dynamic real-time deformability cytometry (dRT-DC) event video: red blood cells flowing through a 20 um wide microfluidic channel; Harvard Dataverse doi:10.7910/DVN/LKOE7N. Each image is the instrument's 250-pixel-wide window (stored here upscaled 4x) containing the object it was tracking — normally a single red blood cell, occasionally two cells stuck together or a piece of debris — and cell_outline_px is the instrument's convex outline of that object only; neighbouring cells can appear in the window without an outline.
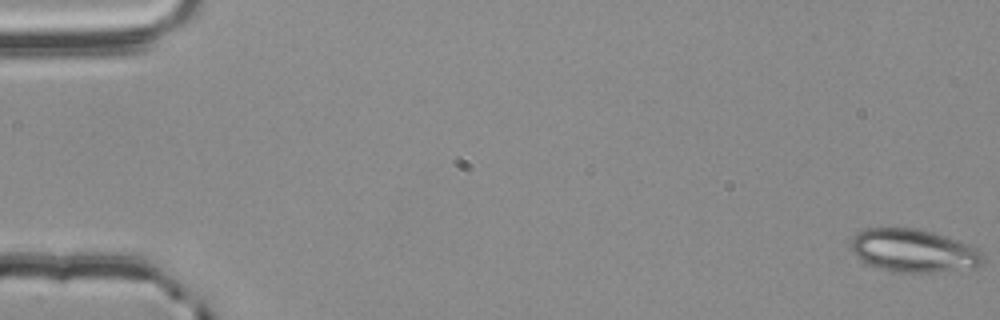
{"species": "common noctule bat (a hibernating species)", "species_latin": "Nyctalus noctula", "temperature_condition": "room temperature", "stored_images_in_passage": 56, "camera_frame_rate_fps": 3000, "um_per_image_px": 0.085, "animal": {"sex": "male", "body_mass_g": 20.4}, "frame": {"image": 1, "passage_image": 1, "time_ms": 0.0, "image_size_px": [1000, 320], "cell_outline_px": [[984, 260], [980, 264], [972, 268], [932, 272], [892, 272], [864, 264], [856, 256], [848, 244], [852, 236], [856, 232], [864, 228], [920, 228], [972, 244], [984, 252]], "centroid_in_image_um": [77.63, 21.3], "position_along_channel_um": 7.4, "area_um2": 33.87}}
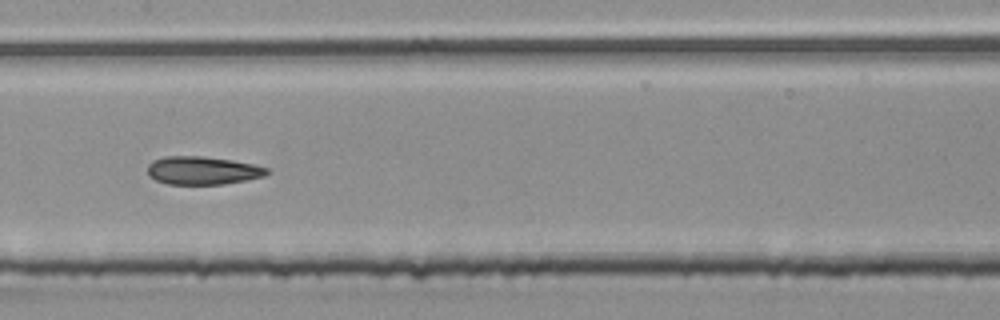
{"frame": {"image": 2, "passage_image": 29, "time_ms": 9.333, "image_size_px": [1000, 320], "cell_outline_px": [[268, 172], [264, 176], [224, 184], [168, 184], [156, 180], [148, 176], [148, 164], [152, 160], [164, 156], [204, 156], [232, 160], [252, 164], [268, 168]], "centroid_in_image_um": [17.17, 14.48], "position_along_channel_um": 190.2, "area_um2": 19.54}}
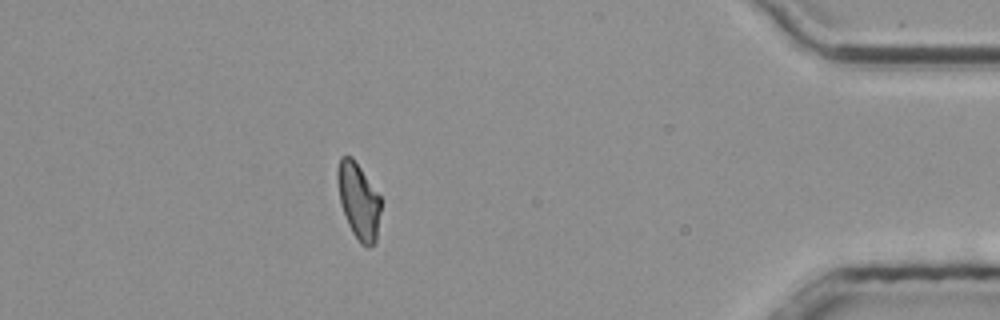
{"frame": {"image": 3, "passage_image": 50, "time_ms": 16.333, "image_size_px": [1000, 320], "cell_outline_px": [[380, 212], [376, 240], [368, 248], [360, 244], [352, 232], [348, 224], [340, 204], [336, 180], [336, 172], [340, 156], [352, 156], [380, 196]], "centroid_in_image_um": [30.45, 17.07], "position_along_channel_um": 404.8, "area_um2": 19.25}, "authors_computed_cell_mechanics": {"area_um2": 20.2011, "velocity_mm_per_s": 3.7676, "shape_relaxation_time_tau1_ms": 10.8853, "shape_relaxation_time_tau2_ms": 3.1372, "deformation_change_tau1": 0.182, "deformation_change_tau2": 0.0794}}